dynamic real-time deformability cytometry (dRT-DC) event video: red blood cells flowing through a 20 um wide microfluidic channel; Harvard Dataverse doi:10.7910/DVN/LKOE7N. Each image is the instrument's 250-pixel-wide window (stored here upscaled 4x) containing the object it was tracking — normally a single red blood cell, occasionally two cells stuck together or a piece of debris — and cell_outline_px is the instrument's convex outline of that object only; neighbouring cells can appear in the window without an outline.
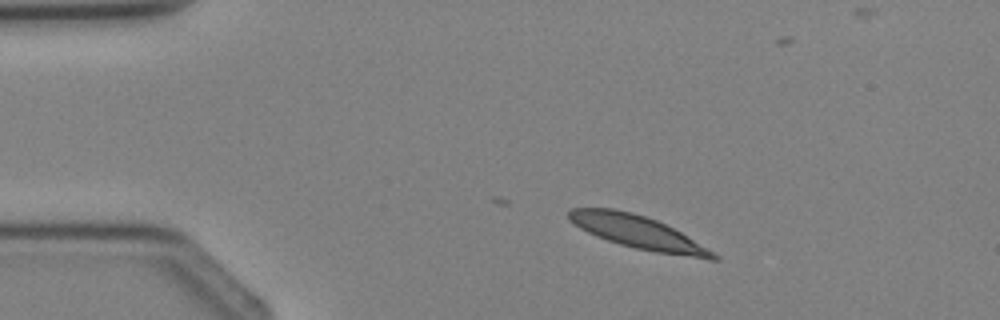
{"species": "Egyptian fruit bat (a non-hibernating species)", "species_latin": "Rousettus aegyptiacus", "temperature_condition": "cold", "stored_images_in_passage": 3, "camera_frame_rate_fps": 3000, "um_per_image_px": 0.085, "animal": {"sex": "female"}, "frame": {"image": 1, "passage_image": 2, "time_ms": 1.333, "image_size_px": [1000, 320], "cell_outline_px": [[720, 260], [708, 260], [656, 252], [636, 248], [620, 244], [596, 236], [580, 228], [568, 220], [568, 212], [572, 208], [612, 208], [632, 212], [656, 220], [680, 232], [720, 256]], "centroid_in_image_um": [54.22, 19.74], "position_along_channel_um": 30.8, "area_um2": 27.46}}